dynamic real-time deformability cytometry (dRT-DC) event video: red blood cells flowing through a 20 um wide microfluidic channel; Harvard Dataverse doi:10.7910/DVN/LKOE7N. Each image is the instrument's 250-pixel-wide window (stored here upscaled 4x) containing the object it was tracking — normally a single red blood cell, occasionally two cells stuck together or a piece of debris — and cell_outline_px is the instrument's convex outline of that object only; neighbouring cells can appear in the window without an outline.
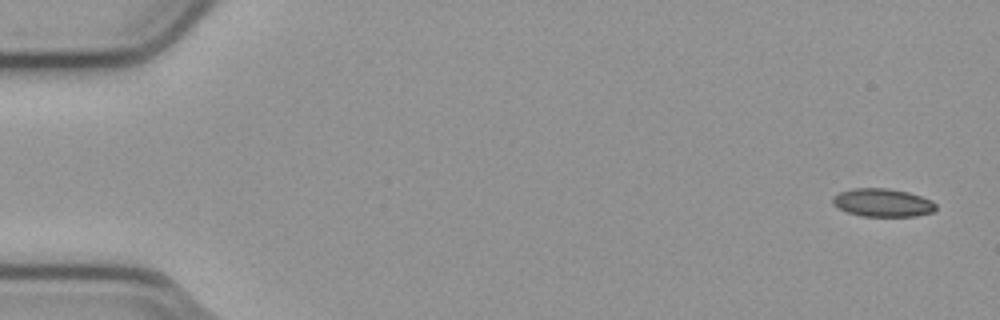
{"species": "common noctule bat (a hibernating species)", "species_latin": "Nyctalus noctula", "temperature_condition": "cold", "stored_images_in_passage": 53, "camera_frame_rate_fps": 3000, "um_per_image_px": 0.085, "animal": {"sex": "male", "body_mass_g": 23.1, "forearm_length_mm": 52.7}, "frame": {"image": 1, "passage_image": 1, "time_ms": 0.0, "image_size_px": [1000, 320], "cell_outline_px": [[936, 208], [932, 212], [916, 216], [860, 216], [848, 212], [832, 204], [832, 196], [840, 192], [852, 188], [888, 188], [908, 192], [932, 200], [936, 204]], "centroid_in_image_um": [75.01, 17.22], "position_along_channel_um": 10.0, "area_um2": 16.94}}
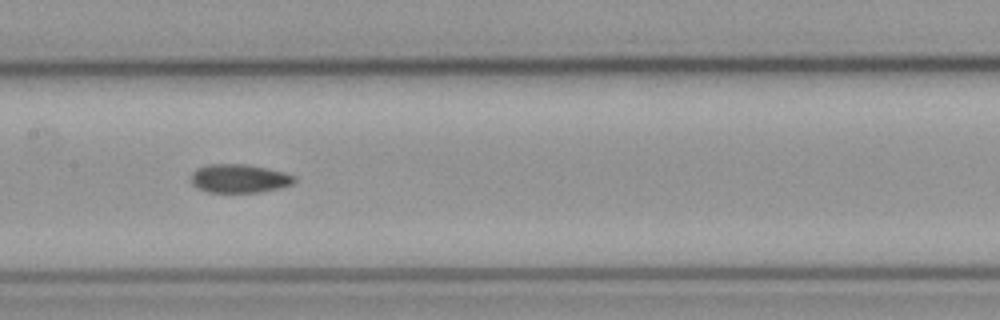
{"frame": {"image": 2, "passage_image": 26, "time_ms": 8.333, "image_size_px": [1000, 320], "cell_outline_px": [[296, 180], [292, 184], [280, 188], [260, 192], [208, 192], [196, 188], [192, 184], [192, 172], [196, 168], [208, 164], [244, 164], [284, 172], [296, 176]], "centroid_in_image_um": [20.33, 15.17], "position_along_channel_um": 187.1, "area_um2": 17.22}}
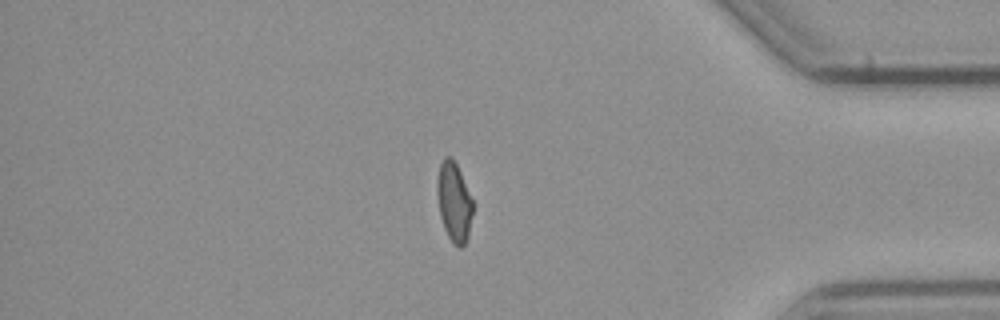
{"frame": {"image": 3, "passage_image": 45, "time_ms": 14.667, "image_size_px": [1000, 320], "cell_outline_px": [[472, 212], [468, 236], [464, 244], [460, 248], [452, 244], [444, 228], [440, 216], [436, 192], [436, 184], [440, 164], [444, 156], [448, 156], [456, 164], [460, 172], [472, 200]], "centroid_in_image_um": [38.56, 17.19], "position_along_channel_um": 396.6, "area_um2": 16.3}}